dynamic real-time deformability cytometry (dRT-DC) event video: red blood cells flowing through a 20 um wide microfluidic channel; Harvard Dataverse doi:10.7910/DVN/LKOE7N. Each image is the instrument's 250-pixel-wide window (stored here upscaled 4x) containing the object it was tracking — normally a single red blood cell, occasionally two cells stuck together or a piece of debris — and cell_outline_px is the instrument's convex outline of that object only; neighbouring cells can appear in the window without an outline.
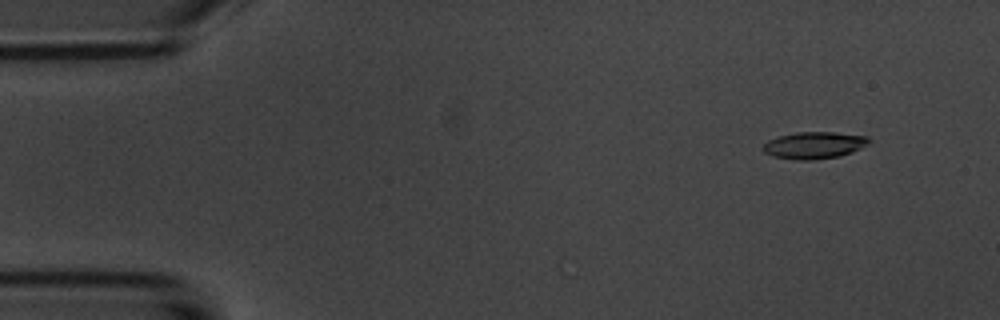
{"species": "common noctule bat (a hibernating species)", "species_latin": "Nyctalus noctula", "temperature_condition": "room temperature", "stored_images_in_passage": 4, "camera_frame_rate_fps": 3000, "um_per_image_px": 0.085, "animal": {"sex": "male", "body_mass_g": 20.1, "forearm_length_mm": 53.5}, "frame": {"image": 1, "passage_image": 1, "time_ms": 0.0, "image_size_px": [1000, 320], "cell_outline_px": [[872, 140], [868, 144], [852, 152], [840, 156], [816, 160], [796, 160], [772, 156], [764, 152], [764, 144], [768, 140], [780, 136], [796, 132], [836, 132], [868, 136]], "centroid_in_image_um": [69.24, 12.35], "position_along_channel_um": 15.8, "area_um2": 16.7}}
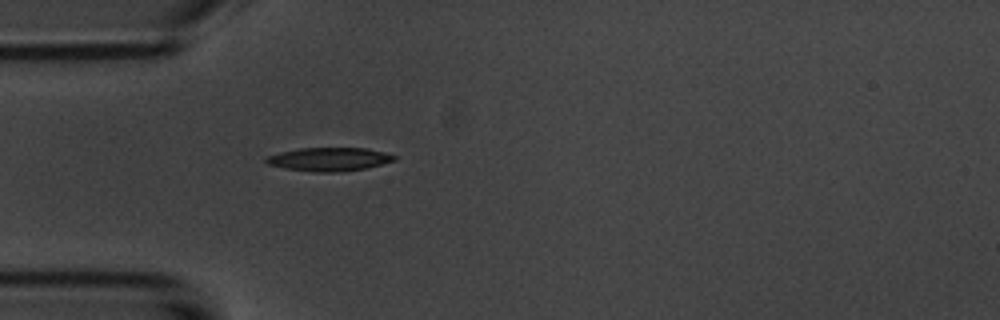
{"frame": {"image": 2, "passage_image": 4, "time_ms": 3.667, "image_size_px": [1000, 320], "cell_outline_px": [[396, 160], [364, 168], [340, 172], [312, 172], [284, 168], [268, 164], [264, 160], [268, 156], [280, 152], [300, 148], [368, 148], [384, 152], [396, 156]], "centroid_in_image_um": [27.97, 13.53], "position_along_channel_um": 57.0, "area_um2": 17.46}}